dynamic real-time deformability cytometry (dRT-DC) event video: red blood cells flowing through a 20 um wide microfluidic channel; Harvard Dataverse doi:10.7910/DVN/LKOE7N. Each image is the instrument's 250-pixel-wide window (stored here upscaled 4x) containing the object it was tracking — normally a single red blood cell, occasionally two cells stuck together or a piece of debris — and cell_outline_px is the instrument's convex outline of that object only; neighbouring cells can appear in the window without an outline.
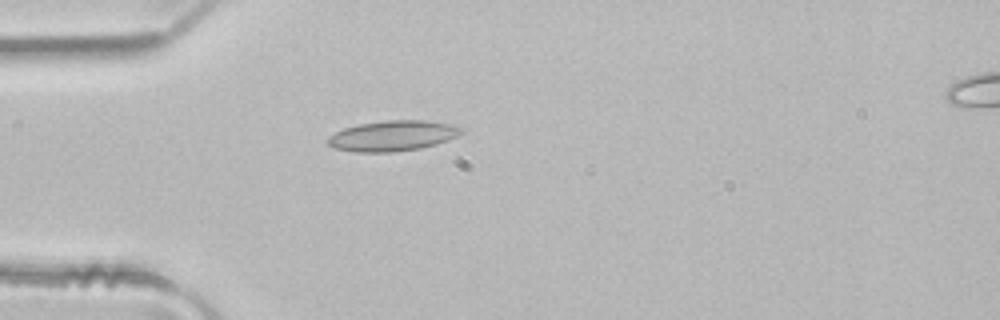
{"species": "common noctule bat (a hibernating species)", "species_latin": "Nyctalus noctula", "temperature_condition": "room temperature", "stored_images_in_passage": 1, "camera_frame_rate_fps": 3000, "um_per_image_px": 0.085, "animal": {"sex": "male", "body_mass_g": 21.5, "forearm_length_mm": 52.0}, "frame": {"image": 1, "passage_image": 1, "time_ms": 0.0, "image_size_px": [1000, 320], "cell_outline_px": [[464, 132], [448, 140], [436, 144], [420, 148], [392, 152], [356, 152], [336, 148], [328, 144], [328, 136], [344, 128], [360, 124], [388, 120], [424, 120], [448, 124], [464, 128]], "centroid_in_image_um": [33.39, 11.54], "position_along_channel_um": 51.6, "area_um2": 23.47}}